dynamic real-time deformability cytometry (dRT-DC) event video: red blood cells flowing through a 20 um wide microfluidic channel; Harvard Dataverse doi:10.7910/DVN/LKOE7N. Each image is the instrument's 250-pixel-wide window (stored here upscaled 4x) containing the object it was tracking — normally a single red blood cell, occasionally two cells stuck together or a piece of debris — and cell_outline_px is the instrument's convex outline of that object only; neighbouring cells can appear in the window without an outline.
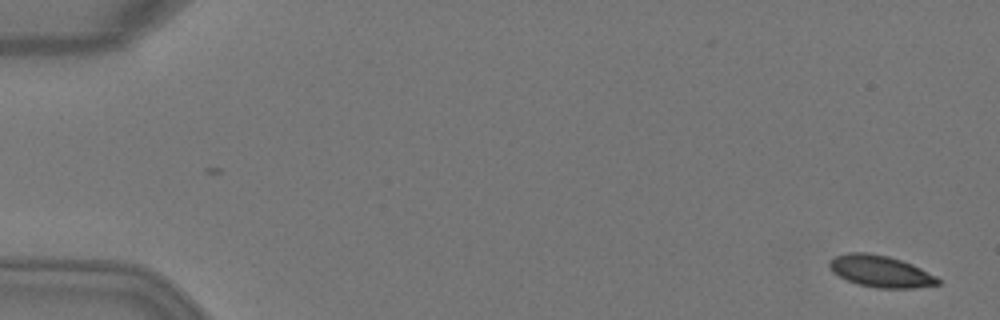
{"species": "Egyptian fruit bat (a non-hibernating species)", "species_latin": "Rousettus aegyptiacus", "temperature_condition": "warm", "stored_images_in_passage": 3, "camera_frame_rate_fps": 3000, "um_per_image_px": 0.085, "animal": {"sex": "female"}, "frame": {"image": 1, "passage_image": 1, "time_ms": 0.0, "image_size_px": [1000, 320], "cell_outline_px": [[940, 284], [916, 288], [876, 288], [856, 284], [832, 272], [828, 264], [836, 256], [848, 252], [868, 252], [888, 256], [912, 264], [936, 276], [940, 280]], "centroid_in_image_um": [74.85, 23.07], "position_along_channel_um": 10.1, "area_um2": 20.0}}